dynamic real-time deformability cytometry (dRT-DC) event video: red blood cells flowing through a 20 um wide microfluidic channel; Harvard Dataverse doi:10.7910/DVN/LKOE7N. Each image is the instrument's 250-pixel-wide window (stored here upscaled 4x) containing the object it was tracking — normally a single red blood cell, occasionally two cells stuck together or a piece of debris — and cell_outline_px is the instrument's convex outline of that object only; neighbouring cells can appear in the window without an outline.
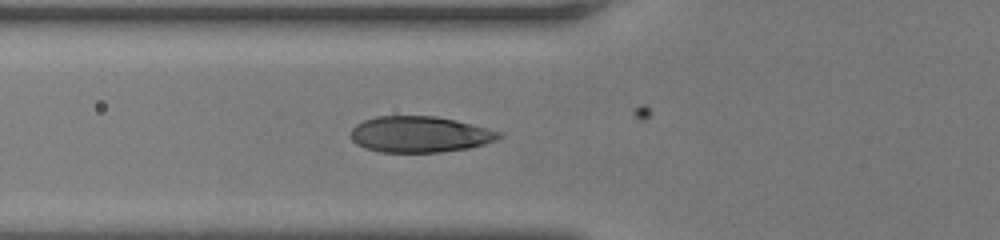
{"species": "human", "species_latin": "Homo sapiens", "temperature_condition": "room temperature", "stored_images_in_passage": 32, "camera_frame_rate_fps": 3000, "um_per_image_px": 0.085, "donor": {"sex": "female"}, "frame": {"image": 1, "passage_image": 2, "time_ms": 0.333, "image_size_px": [1000, 240], "cell_outline_px": [[504, 136], [496, 140], [484, 144], [468, 148], [440, 152], [380, 152], [364, 148], [356, 144], [352, 140], [352, 128], [356, 124], [364, 120], [376, 116], [436, 116], [500, 132]], "centroid_in_image_um": [35.64, 11.43], "position_along_channel_um": 90.2, "area_um2": 30.87}}
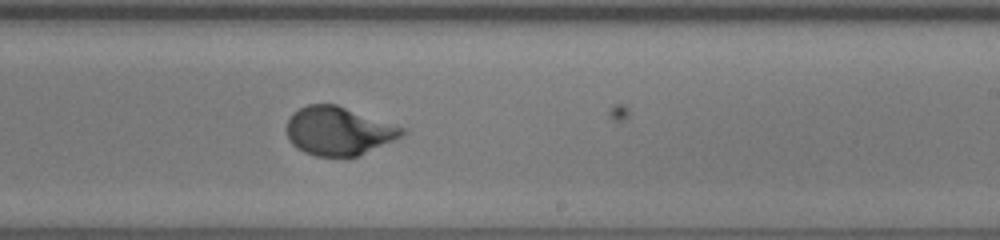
{"frame": {"image": 2, "passage_image": 14, "time_ms": 4.333, "image_size_px": [1000, 240], "cell_outline_px": [[408, 132], [392, 140], [356, 156], [316, 156], [304, 152], [296, 148], [288, 140], [284, 128], [292, 112], [308, 104], [336, 104], [408, 128]], "centroid_in_image_um": [28.74, 11.11], "position_along_channel_um": 260.3, "area_um2": 32.71}}
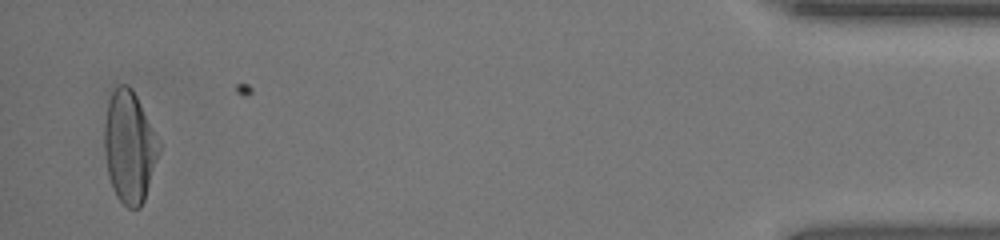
{"frame": {"image": 3, "passage_image": 31, "time_ms": 10.0, "image_size_px": [1000, 240], "cell_outline_px": [[160, 152], [144, 200], [140, 208], [128, 208], [116, 196], [112, 188], [108, 172], [104, 148], [104, 124], [108, 100], [116, 84], [128, 84], [132, 88], [160, 144]], "centroid_in_image_um": [10.98, 12.48], "position_along_channel_um": 424.2, "area_um2": 35.37}, "authors_computed_cell_mechanics": {"area_um2": 33.1772, "velocity_mm_per_s": 4.2603, "shape_relaxation_time_tau1_ms": 2.5077, "shape_relaxation_time_tau2_ms": null, "deformation_change_tau1": 0.1718, "deformation_change_tau2": null}}